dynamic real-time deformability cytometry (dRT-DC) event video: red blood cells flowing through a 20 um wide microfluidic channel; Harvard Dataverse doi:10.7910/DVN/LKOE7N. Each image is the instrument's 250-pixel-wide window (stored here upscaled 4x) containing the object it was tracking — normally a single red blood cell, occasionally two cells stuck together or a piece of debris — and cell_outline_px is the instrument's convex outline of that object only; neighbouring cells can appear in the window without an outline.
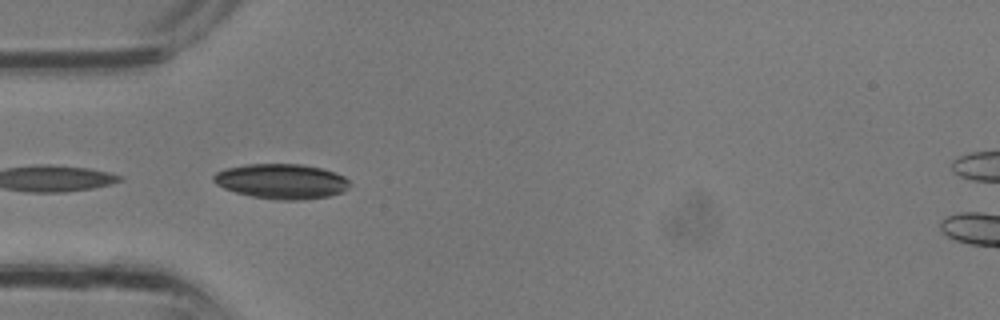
{"species": "common noctule bat (a hibernating species)", "species_latin": "Nyctalus noctula", "temperature_condition": "room temperature", "stored_images_in_passage": 2, "camera_frame_rate_fps": 3000, "um_per_image_px": 0.085, "animal": {"sex": "male", "body_mass_g": 13.3}, "frame": {"image": 1, "passage_image": 2, "time_ms": 0.333, "image_size_px": [1000, 320], "cell_outline_px": [[348, 188], [344, 192], [328, 196], [304, 200], [276, 200], [252, 196], [236, 192], [224, 188], [216, 184], [212, 180], [212, 176], [216, 172], [224, 168], [244, 164], [300, 164], [320, 168], [336, 172], [344, 176], [348, 180]], "centroid_in_image_um": [23.91, 15.41], "position_along_channel_um": 61.1, "area_um2": 27.92}}